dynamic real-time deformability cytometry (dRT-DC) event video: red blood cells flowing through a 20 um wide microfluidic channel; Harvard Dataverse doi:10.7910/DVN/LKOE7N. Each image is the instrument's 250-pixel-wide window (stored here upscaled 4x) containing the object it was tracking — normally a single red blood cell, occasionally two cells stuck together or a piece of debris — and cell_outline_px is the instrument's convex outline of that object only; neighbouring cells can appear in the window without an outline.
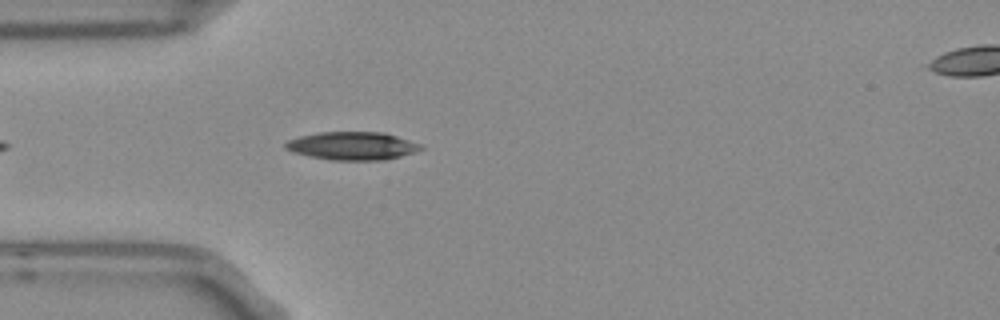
{"species": "Egyptian fruit bat (a non-hibernating species)", "species_latin": "Rousettus aegyptiacus", "temperature_condition": "room temperature", "stored_images_in_passage": 6, "segment_of_instrument_passage": [1, 2], "camera_frame_rate_fps": 3000, "um_per_image_px": 0.085, "frame": {"image": 1, "passage_image": 5, "time_ms": 1.333, "image_size_px": [1000, 320], "cell_outline_px": [[424, 148], [416, 152], [384, 160], [332, 160], [292, 152], [284, 148], [284, 144], [288, 140], [300, 136], [320, 132], [384, 132], [424, 144]], "centroid_in_image_um": [30.0, 12.39], "position_along_channel_um": 55.0, "area_um2": 22.25}}